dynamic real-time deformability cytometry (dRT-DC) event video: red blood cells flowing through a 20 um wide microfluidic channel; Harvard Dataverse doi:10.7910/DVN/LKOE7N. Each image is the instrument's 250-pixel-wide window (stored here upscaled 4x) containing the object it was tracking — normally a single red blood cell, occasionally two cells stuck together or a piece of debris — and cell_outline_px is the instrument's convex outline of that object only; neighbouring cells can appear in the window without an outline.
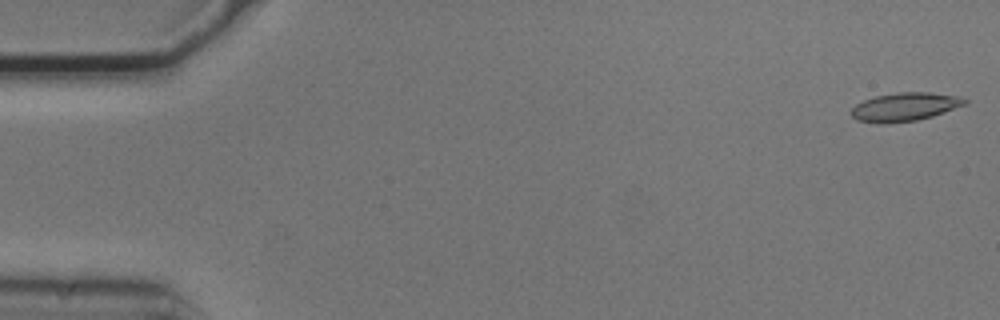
{"species": "common noctule bat (a hibernating species)", "species_latin": "Nyctalus noctula", "temperature_condition": "cold", "stored_images_in_passage": 54, "camera_frame_rate_fps": 3000, "um_per_image_px": 0.085, "animal": {"sex": "male", "body_mass_g": 20.5, "forearm_length_mm": 52.5}, "frame": {"image": 1, "passage_image": 1, "time_ms": 0.0, "image_size_px": [1000, 320], "cell_outline_px": [[968, 104], [932, 116], [916, 120], [884, 124], [876, 124], [856, 120], [848, 112], [856, 104], [864, 100], [876, 96], [900, 92], [928, 92], [960, 96], [968, 100]], "centroid_in_image_um": [76.9, 9.09], "position_along_channel_um": 8.1, "area_um2": 19.02}}
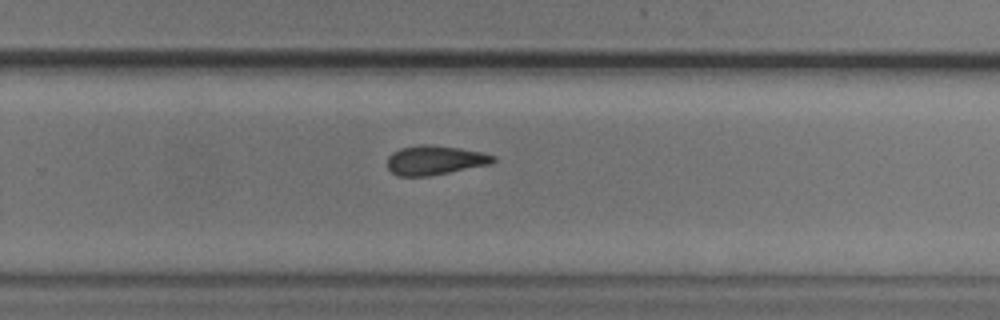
{"frame": {"image": 2, "passage_image": 35, "time_ms": 11.333, "image_size_px": [1000, 320], "cell_outline_px": [[496, 160], [492, 164], [428, 176], [396, 176], [388, 168], [388, 156], [392, 152], [400, 148], [420, 144], [432, 144], [460, 148], [480, 152], [496, 156]], "centroid_in_image_um": [36.96, 13.61], "position_along_channel_um": 292.8, "area_um2": 18.21}}
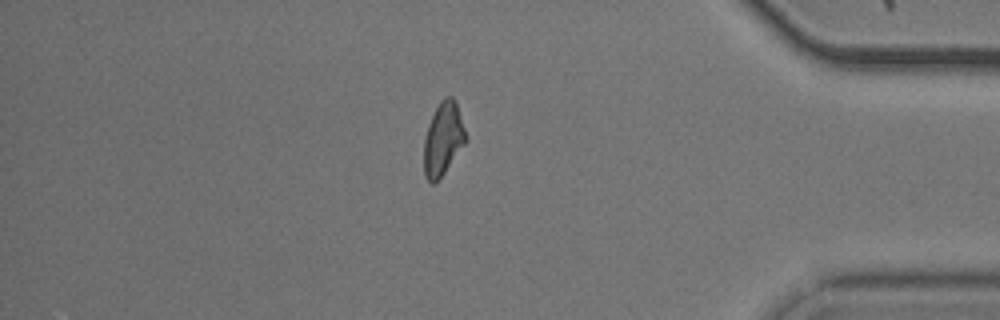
{"frame": {"image": 3, "passage_image": 46, "time_ms": 15.0, "image_size_px": [1000, 320], "cell_outline_px": [[464, 144], [444, 172], [432, 184], [424, 176], [424, 140], [428, 124], [440, 100], [444, 96], [452, 96], [456, 100], [464, 128]], "centroid_in_image_um": [37.63, 11.76], "position_along_channel_um": 397.6, "area_um2": 17.34}, "authors_computed_cell_mechanics": {"area_um2": 18.4382, "velocity_mm_per_s": 3.7295, "shape_relaxation_time_tau1_ms": null, "shape_relaxation_time_tau2_ms": 7.1469, "deformation_change_tau1": null, "deformation_change_tau2": 0.1691}}